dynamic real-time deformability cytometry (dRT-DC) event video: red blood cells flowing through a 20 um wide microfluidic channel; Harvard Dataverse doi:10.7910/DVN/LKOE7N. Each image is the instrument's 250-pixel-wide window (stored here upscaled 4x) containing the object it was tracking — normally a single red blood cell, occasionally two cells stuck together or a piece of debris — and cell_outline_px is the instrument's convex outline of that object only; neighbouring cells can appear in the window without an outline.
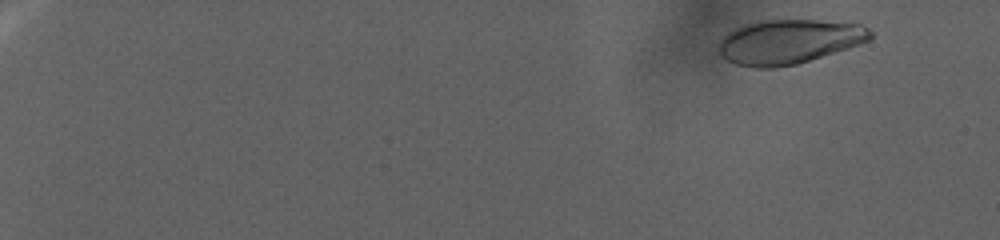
{"species": "human", "species_latin": "Homo sapiens", "temperature_condition": "warm", "stored_images_in_passage": 151, "camera_frame_rate_fps": 3000, "um_per_image_px": 0.085, "donor": {"sex": "female"}, "frame": {"image": 1, "passage_image": 11, "time_ms": 3.333, "image_size_px": [1000, 240], "cell_outline_px": [[872, 36], [868, 40], [860, 44], [848, 48], [796, 64], [772, 68], [752, 68], [736, 64], [720, 56], [720, 40], [728, 32], [744, 24], [760, 20], [816, 20], [860, 24], [868, 28], [872, 32]], "centroid_in_image_um": [67.04, 3.54], "position_along_channel_um": 18.0, "area_um2": 39.07}}
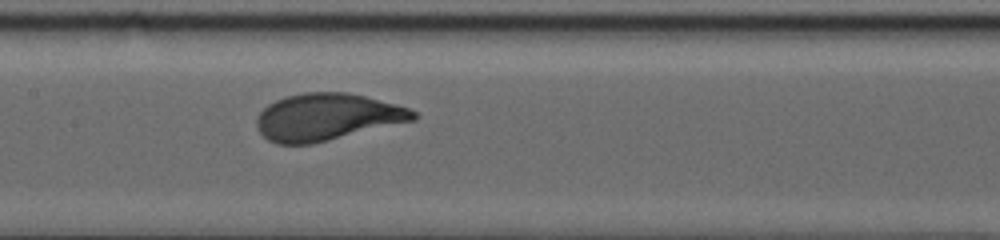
{"frame": {"image": 2, "passage_image": 87, "time_ms": 28.667, "image_size_px": [1000, 240], "cell_outline_px": [[420, 116], [416, 120], [312, 144], [276, 144], [268, 140], [256, 128], [256, 116], [268, 104], [284, 96], [304, 92], [348, 92], [396, 104], [408, 108], [416, 112]], "centroid_in_image_um": [27.79, 9.94], "position_along_channel_um": 179.6, "area_um2": 43.12}}
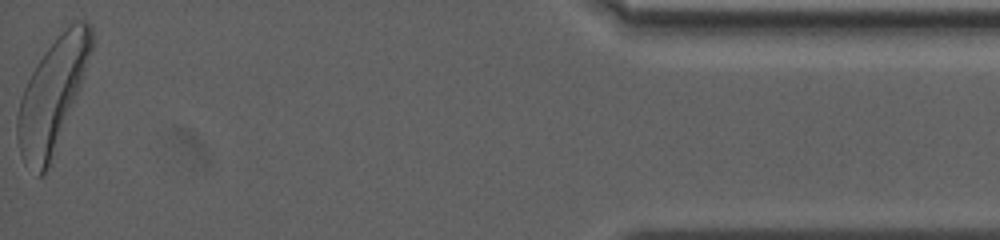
{"frame": {"image": 3, "passage_image": 151, "time_ms": 50.0, "image_size_px": [1000, 240], "cell_outline_px": [[92, 52], [52, 164], [44, 176], [36, 176], [24, 164], [20, 156], [16, 136], [16, 116], [20, 100], [24, 88], [36, 64], [44, 52], [72, 20], [88, 20], [92, 28]], "centroid_in_image_um": [4.43, 8.17], "position_along_channel_um": 430.8, "area_um2": 48.73}}